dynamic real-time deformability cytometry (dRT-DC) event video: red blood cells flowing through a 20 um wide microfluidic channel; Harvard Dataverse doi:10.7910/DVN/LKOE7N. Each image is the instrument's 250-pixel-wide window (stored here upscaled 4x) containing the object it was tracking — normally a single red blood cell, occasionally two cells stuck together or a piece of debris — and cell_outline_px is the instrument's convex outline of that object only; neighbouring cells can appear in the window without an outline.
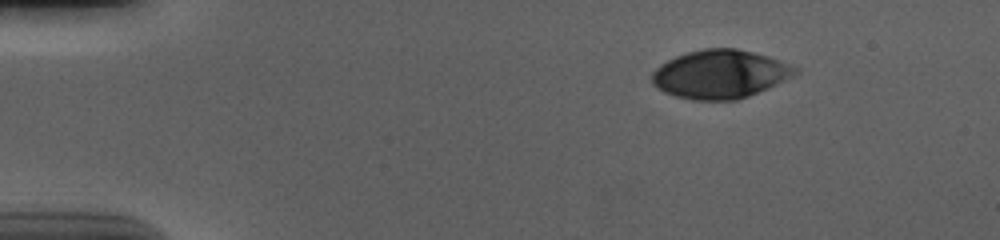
{"species": "human", "species_latin": "Homo sapiens", "temperature_condition": "cold", "stored_images_in_passage": 49, "camera_frame_rate_fps": 3000, "um_per_image_px": 0.085, "donor": {"sex": "male"}, "frame": {"image": 1, "passage_image": 1, "time_ms": 0.0, "image_size_px": [1000, 240], "cell_outline_px": [[800, 72], [776, 84], [748, 96], [736, 100], [692, 100], [676, 96], [664, 92], [656, 88], [652, 84], [652, 72], [660, 64], [676, 56], [688, 52], [704, 48], [736, 48], [768, 56], [800, 68]], "centroid_in_image_um": [61.19, 6.3], "position_along_channel_um": 23.8, "area_um2": 40.4}}
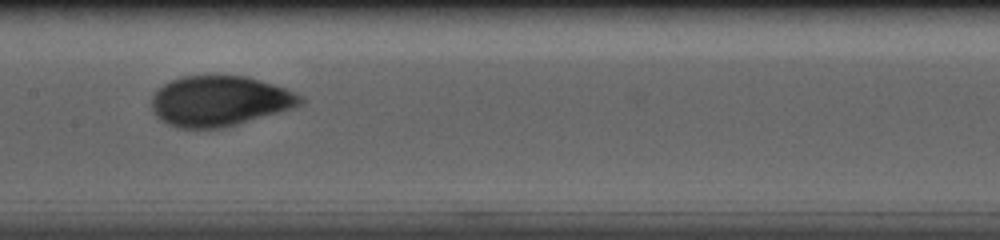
{"frame": {"image": 2, "passage_image": 22, "time_ms": 7.0, "image_size_px": [1000, 240], "cell_outline_px": [[304, 100], [300, 104], [276, 112], [224, 128], [180, 128], [168, 124], [160, 120], [156, 116], [152, 108], [152, 96], [164, 84], [172, 80], [184, 76], [248, 76], [284, 88], [304, 96]], "centroid_in_image_um": [18.63, 8.58], "position_along_channel_um": 188.8, "area_um2": 43.0}}
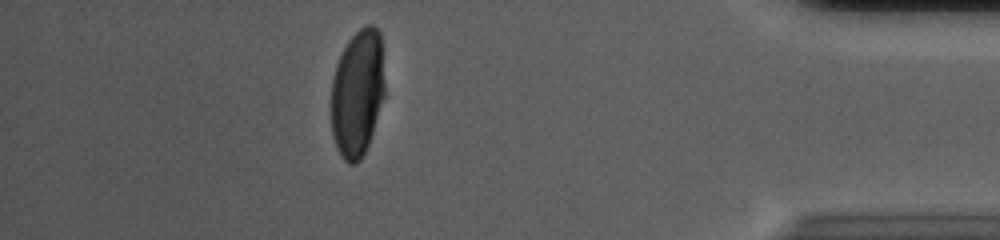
{"frame": {"image": 3, "passage_image": 43, "time_ms": 14.0, "image_size_px": [1000, 240], "cell_outline_px": [[384, 96], [368, 144], [360, 160], [356, 164], [348, 164], [340, 156], [336, 148], [332, 136], [332, 80], [336, 64], [348, 40], [360, 28], [368, 24], [372, 24], [380, 32], [384, 84]], "centroid_in_image_um": [30.37, 7.92], "position_along_channel_um": 404.8, "area_um2": 39.54}, "authors_computed_cell_mechanics": {"area_um2": 42.772, "velocity_mm_per_s": 3.677, "shape_relaxation_time_tau1_ms": 4.2926, "shape_relaxation_time_tau2_ms": null, "deformation_change_tau1": 0.185, "deformation_change_tau2": null}}